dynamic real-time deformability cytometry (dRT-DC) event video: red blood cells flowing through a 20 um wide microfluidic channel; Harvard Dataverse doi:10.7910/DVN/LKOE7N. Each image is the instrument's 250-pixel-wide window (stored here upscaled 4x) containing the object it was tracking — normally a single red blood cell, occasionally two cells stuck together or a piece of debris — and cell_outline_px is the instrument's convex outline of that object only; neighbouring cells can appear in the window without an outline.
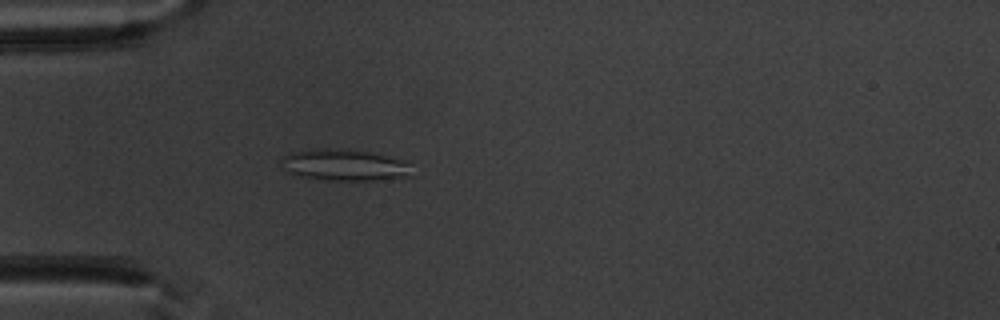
{"species": "common noctule bat (a hibernating species)", "species_latin": "Nyctalus noctula", "temperature_condition": "warm", "stored_images_in_passage": 52, "camera_frame_rate_fps": 3000, "um_per_image_px": 0.085, "animal": {"sex": "male", "body_mass_g": 20.1, "forearm_length_mm": 53.5}, "frame": {"image": 1, "passage_image": 16, "time_ms": 5.0, "image_size_px": [1000, 320], "cell_outline_px": [[412, 176], [384, 180], [328, 180], [292, 176], [288, 172], [280, 160], [288, 152], [312, 148], [328, 148], [368, 152], [408, 160], [412, 164]], "centroid_in_image_um": [29.31, 14.03], "position_along_channel_um": 55.7, "area_um2": 24.51}}
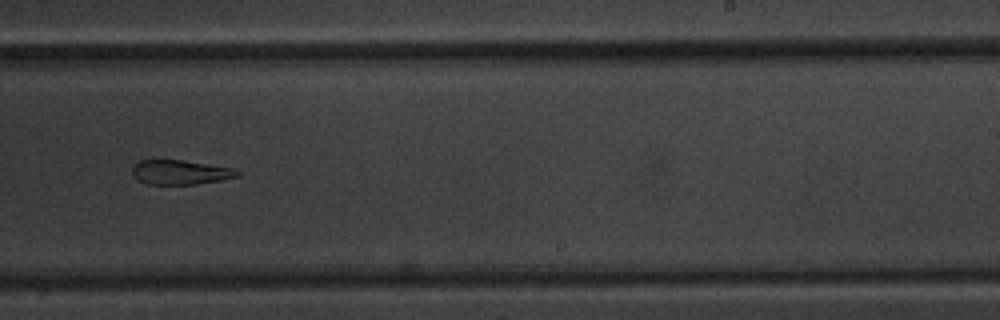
{"frame": {"image": 2, "passage_image": 33, "time_ms": 10.667, "image_size_px": [1000, 320], "cell_outline_px": [[240, 176], [220, 180], [196, 184], [148, 184], [140, 180], [132, 172], [132, 168], [140, 160], [184, 160], [232, 168], [240, 172]], "centroid_in_image_um": [15.36, 14.64], "position_along_channel_um": 273.6, "area_um2": 14.74}}
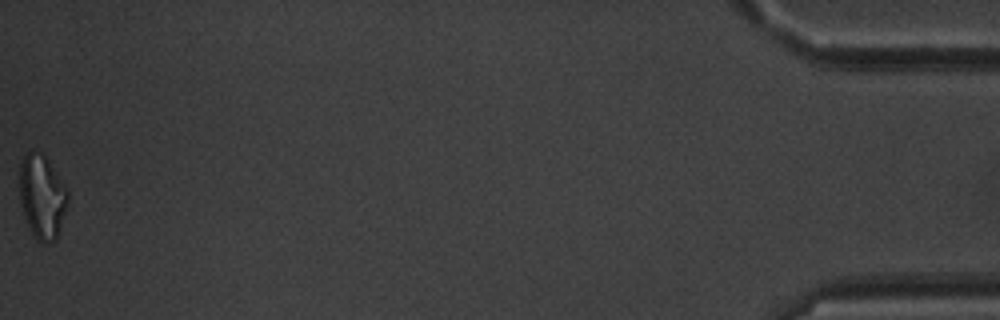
{"frame": {"image": 3, "passage_image": 52, "time_ms": 17.0, "image_size_px": [1000, 320], "cell_outline_px": [[68, 204], [56, 240], [52, 244], [40, 244], [36, 240], [28, 228], [20, 204], [20, 164], [24, 156], [32, 148], [40, 152], [48, 160], [68, 192]], "centroid_in_image_um": [3.56, 16.78], "position_along_channel_um": 431.6, "area_um2": 23.87}, "authors_computed_cell_mechanics": {"area_um2": 20.2589, "velocity_mm_per_s": 3.9661, "shape_relaxation_time_tau1_ms": null, "shape_relaxation_time_tau2_ms": 8.7837, "deformation_change_tau1": null, "deformation_change_tau2": 0.2093}}